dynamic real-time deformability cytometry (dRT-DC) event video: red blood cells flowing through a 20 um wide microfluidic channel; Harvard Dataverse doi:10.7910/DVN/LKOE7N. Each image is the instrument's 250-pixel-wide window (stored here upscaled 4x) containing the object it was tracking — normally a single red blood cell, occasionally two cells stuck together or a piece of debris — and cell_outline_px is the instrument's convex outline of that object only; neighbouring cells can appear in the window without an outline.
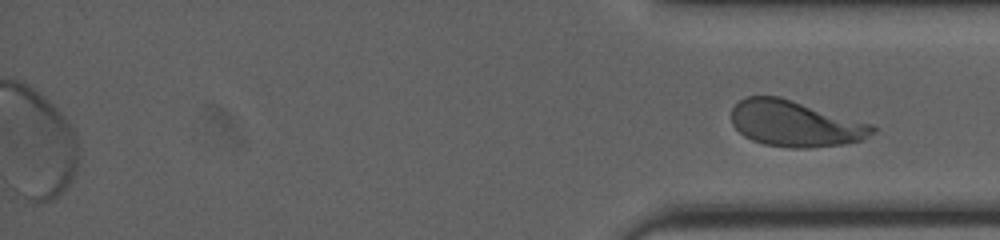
{"species": "human", "species_latin": "Homo sapiens", "temperature_condition": "cold", "stored_images_in_passage": 56, "segment_of_instrument_passage": [2, 2], "camera_frame_rate_fps": 3000, "um_per_image_px": 0.085, "donor": {"sex": "female"}, "frame": {"image": 1, "passage_image": 56, "time_ms": 18.333, "image_size_px": [1000, 240], "cell_outline_px": [[876, 132], [860, 140], [844, 144], [808, 148], [792, 148], [764, 144], [752, 140], [744, 136], [732, 124], [732, 108], [740, 100], [748, 96], [780, 96], [872, 124], [876, 128]], "centroid_in_image_um": [67.59, 10.51], "position_along_channel_um": 367.6, "area_um2": 37.69}}